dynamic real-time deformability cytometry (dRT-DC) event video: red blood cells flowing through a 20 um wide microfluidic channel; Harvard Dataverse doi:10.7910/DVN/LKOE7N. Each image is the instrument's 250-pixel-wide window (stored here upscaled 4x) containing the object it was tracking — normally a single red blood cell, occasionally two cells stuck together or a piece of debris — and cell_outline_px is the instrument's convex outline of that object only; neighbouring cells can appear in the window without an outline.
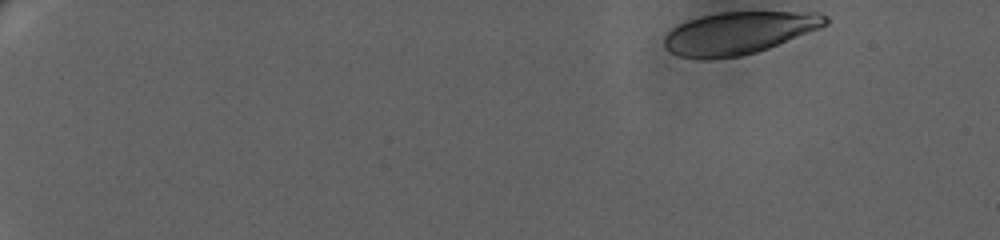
{"species": "human", "species_latin": "Homo sapiens", "temperature_condition": "warm", "stored_images_in_passage": 10, "camera_frame_rate_fps": 3000, "um_per_image_px": 0.085, "donor": {"sex": "female"}, "frame": {"image": 1, "passage_image": 1, "time_ms": 0.0, "image_size_px": [1000, 240], "cell_outline_px": [[828, 24], [820, 28], [768, 48], [756, 52], [740, 56], [680, 56], [664, 48], [664, 36], [672, 28], [688, 20], [700, 16], [720, 12], [820, 12], [828, 16]], "centroid_in_image_um": [62.86, 2.75], "position_along_channel_um": 22.1, "area_um2": 38.96}}
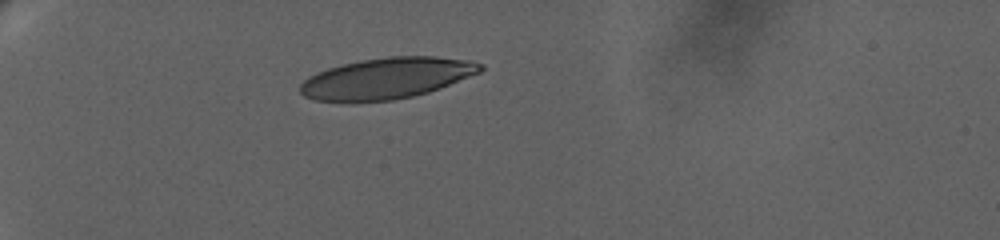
{"frame": {"image": 2, "passage_image": 7, "time_ms": 4.667, "image_size_px": [1000, 240], "cell_outline_px": [[484, 68], [480, 72], [440, 88], [428, 92], [412, 96], [392, 100], [352, 104], [348, 104], [312, 100], [304, 96], [300, 92], [300, 84], [308, 76], [316, 72], [328, 68], [360, 60], [388, 56], [436, 56], [472, 60], [484, 64]], "centroid_in_image_um": [32.82, 6.68], "position_along_channel_um": 52.2, "area_um2": 43.99}}
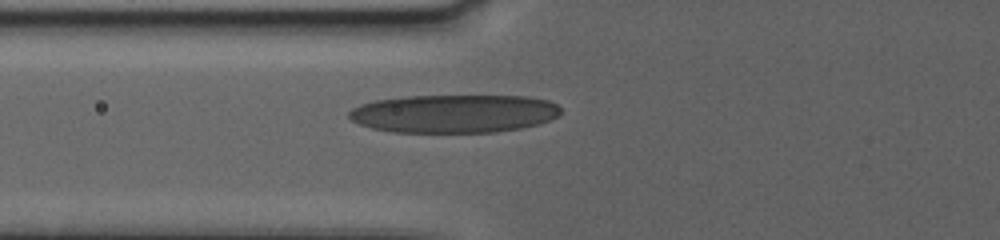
{"frame": {"image": 3, "passage_image": 10, "time_ms": 7.0, "image_size_px": [1000, 240], "cell_outline_px": [[560, 112], [556, 116], [548, 120], [536, 124], [520, 128], [496, 132], [392, 132], [372, 128], [360, 124], [352, 120], [348, 116], [348, 112], [352, 108], [360, 104], [376, 100], [408, 96], [528, 96], [548, 100], [556, 104], [560, 108]], "centroid_in_image_um": [38.56, 9.65], "position_along_channel_um": 87.2, "area_um2": 47.05}}